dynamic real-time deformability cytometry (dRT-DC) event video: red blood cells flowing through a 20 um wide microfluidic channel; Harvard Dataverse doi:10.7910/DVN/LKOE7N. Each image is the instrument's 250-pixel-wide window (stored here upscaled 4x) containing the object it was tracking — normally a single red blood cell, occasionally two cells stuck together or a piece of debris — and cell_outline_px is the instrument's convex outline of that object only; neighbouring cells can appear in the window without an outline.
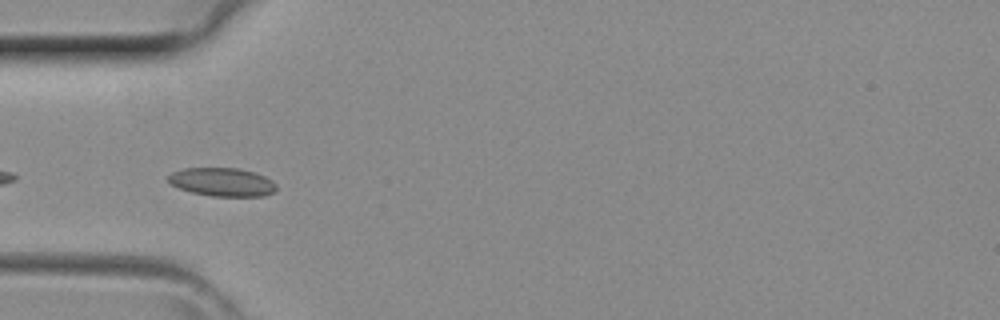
{"species": "common noctule bat (a hibernating species)", "species_latin": "Nyctalus noctula", "temperature_condition": "room temperature", "stored_images_in_passage": 32, "camera_frame_rate_fps": 3000, "um_per_image_px": 0.085, "animal": {"sex": "female", "body_mass_g": 29.2, "forearm_length_mm": 56.3}, "frame": {"image": 1, "passage_image": 4, "time_ms": 1.0, "image_size_px": [1000, 320], "cell_outline_px": [[276, 192], [264, 196], [212, 196], [192, 192], [180, 188], [172, 184], [168, 180], [168, 176], [172, 172], [184, 168], [236, 168], [252, 172], [264, 176], [272, 180], [276, 184]], "centroid_in_image_um": [18.91, 15.48], "position_along_channel_um": 66.1, "area_um2": 17.8}}
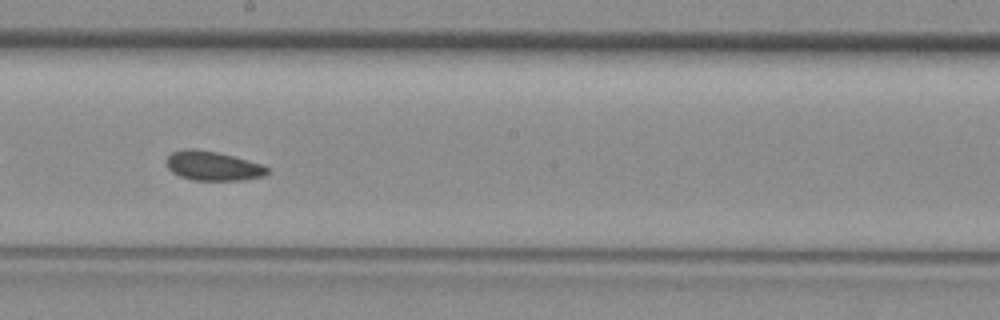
{"frame": {"image": 2, "passage_image": 14, "time_ms": 4.333, "image_size_px": [1000, 320], "cell_outline_px": [[268, 172], [264, 176], [244, 180], [192, 180], [180, 176], [172, 172], [168, 168], [168, 156], [172, 152], [184, 148], [196, 148], [216, 152], [232, 156], [260, 164], [268, 168]], "centroid_in_image_um": [18.07, 14.1], "position_along_channel_um": 230.1, "area_um2": 17.05}}
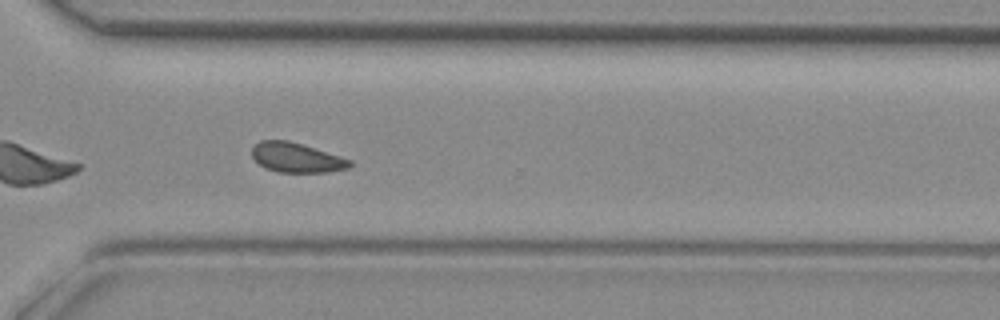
{"frame": {"image": 3, "passage_image": 21, "time_ms": 6.667, "image_size_px": [1000, 320], "cell_outline_px": [[352, 164], [348, 168], [328, 172], [280, 172], [264, 168], [252, 156], [252, 148], [260, 140], [288, 140], [340, 156], [352, 160]], "centroid_in_image_um": [25.2, 13.4], "position_along_channel_um": 345.4, "area_um2": 16.76}}